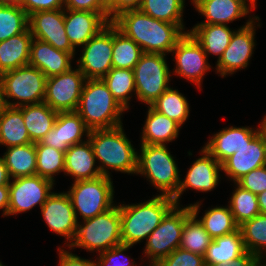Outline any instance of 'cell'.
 I'll return each instance as SVG.
<instances>
[{"label":"cell","mask_w":266,"mask_h":266,"mask_svg":"<svg viewBox=\"0 0 266 266\" xmlns=\"http://www.w3.org/2000/svg\"><path fill=\"white\" fill-rule=\"evenodd\" d=\"M81 48L77 67L86 79H102L113 68V23L110 22Z\"/></svg>","instance_id":"13"},{"label":"cell","mask_w":266,"mask_h":266,"mask_svg":"<svg viewBox=\"0 0 266 266\" xmlns=\"http://www.w3.org/2000/svg\"><path fill=\"white\" fill-rule=\"evenodd\" d=\"M71 185L67 193L72 201L77 222L79 215L81 220H86L115 205L111 177L102 175L94 179L75 181Z\"/></svg>","instance_id":"7"},{"label":"cell","mask_w":266,"mask_h":266,"mask_svg":"<svg viewBox=\"0 0 266 266\" xmlns=\"http://www.w3.org/2000/svg\"><path fill=\"white\" fill-rule=\"evenodd\" d=\"M191 215L189 205H175L166 214L145 242L143 255L148 262H160L180 247L183 226Z\"/></svg>","instance_id":"10"},{"label":"cell","mask_w":266,"mask_h":266,"mask_svg":"<svg viewBox=\"0 0 266 266\" xmlns=\"http://www.w3.org/2000/svg\"><path fill=\"white\" fill-rule=\"evenodd\" d=\"M236 184L255 195L266 191V165L250 171L240 178Z\"/></svg>","instance_id":"45"},{"label":"cell","mask_w":266,"mask_h":266,"mask_svg":"<svg viewBox=\"0 0 266 266\" xmlns=\"http://www.w3.org/2000/svg\"><path fill=\"white\" fill-rule=\"evenodd\" d=\"M74 58L44 41L36 38L31 41L29 65L38 68L47 78L68 71Z\"/></svg>","instance_id":"24"},{"label":"cell","mask_w":266,"mask_h":266,"mask_svg":"<svg viewBox=\"0 0 266 266\" xmlns=\"http://www.w3.org/2000/svg\"><path fill=\"white\" fill-rule=\"evenodd\" d=\"M247 1L249 2V4H251L253 7L256 8V6H257V5H256V3H257L256 1H257V0H247Z\"/></svg>","instance_id":"58"},{"label":"cell","mask_w":266,"mask_h":266,"mask_svg":"<svg viewBox=\"0 0 266 266\" xmlns=\"http://www.w3.org/2000/svg\"><path fill=\"white\" fill-rule=\"evenodd\" d=\"M162 266H205L204 256L181 249L174 250L160 261Z\"/></svg>","instance_id":"44"},{"label":"cell","mask_w":266,"mask_h":266,"mask_svg":"<svg viewBox=\"0 0 266 266\" xmlns=\"http://www.w3.org/2000/svg\"><path fill=\"white\" fill-rule=\"evenodd\" d=\"M265 165L266 150L262 138L257 135L222 163V172L230 181L236 183L250 171Z\"/></svg>","instance_id":"22"},{"label":"cell","mask_w":266,"mask_h":266,"mask_svg":"<svg viewBox=\"0 0 266 266\" xmlns=\"http://www.w3.org/2000/svg\"><path fill=\"white\" fill-rule=\"evenodd\" d=\"M33 143L40 140L54 127L58 112L45 102L18 107Z\"/></svg>","instance_id":"29"},{"label":"cell","mask_w":266,"mask_h":266,"mask_svg":"<svg viewBox=\"0 0 266 266\" xmlns=\"http://www.w3.org/2000/svg\"><path fill=\"white\" fill-rule=\"evenodd\" d=\"M147 117L141 132L140 144L167 145L178 138L182 128L177 122L147 106Z\"/></svg>","instance_id":"26"},{"label":"cell","mask_w":266,"mask_h":266,"mask_svg":"<svg viewBox=\"0 0 266 266\" xmlns=\"http://www.w3.org/2000/svg\"><path fill=\"white\" fill-rule=\"evenodd\" d=\"M143 53L135 41L127 37L113 24V68L133 70Z\"/></svg>","instance_id":"35"},{"label":"cell","mask_w":266,"mask_h":266,"mask_svg":"<svg viewBox=\"0 0 266 266\" xmlns=\"http://www.w3.org/2000/svg\"><path fill=\"white\" fill-rule=\"evenodd\" d=\"M235 189L228 201L231 213L238 226L260 214L257 195L234 183Z\"/></svg>","instance_id":"42"},{"label":"cell","mask_w":266,"mask_h":266,"mask_svg":"<svg viewBox=\"0 0 266 266\" xmlns=\"http://www.w3.org/2000/svg\"><path fill=\"white\" fill-rule=\"evenodd\" d=\"M5 107H6V104L4 100L3 86L0 81V113L4 110Z\"/></svg>","instance_id":"55"},{"label":"cell","mask_w":266,"mask_h":266,"mask_svg":"<svg viewBox=\"0 0 266 266\" xmlns=\"http://www.w3.org/2000/svg\"><path fill=\"white\" fill-rule=\"evenodd\" d=\"M200 156L186 172L184 179H180L177 193L172 197L176 205L180 204L181 195L193 189L197 192H210L215 189L221 179L222 164H220L204 147L200 150Z\"/></svg>","instance_id":"16"},{"label":"cell","mask_w":266,"mask_h":266,"mask_svg":"<svg viewBox=\"0 0 266 266\" xmlns=\"http://www.w3.org/2000/svg\"><path fill=\"white\" fill-rule=\"evenodd\" d=\"M143 0H112L109 3V20H112L120 13L127 10L139 9Z\"/></svg>","instance_id":"49"},{"label":"cell","mask_w":266,"mask_h":266,"mask_svg":"<svg viewBox=\"0 0 266 266\" xmlns=\"http://www.w3.org/2000/svg\"><path fill=\"white\" fill-rule=\"evenodd\" d=\"M29 29L33 38L49 43L54 48L76 55L65 32L64 8L38 11L29 16Z\"/></svg>","instance_id":"18"},{"label":"cell","mask_w":266,"mask_h":266,"mask_svg":"<svg viewBox=\"0 0 266 266\" xmlns=\"http://www.w3.org/2000/svg\"><path fill=\"white\" fill-rule=\"evenodd\" d=\"M9 208V185H0V210H2V216H8Z\"/></svg>","instance_id":"51"},{"label":"cell","mask_w":266,"mask_h":266,"mask_svg":"<svg viewBox=\"0 0 266 266\" xmlns=\"http://www.w3.org/2000/svg\"><path fill=\"white\" fill-rule=\"evenodd\" d=\"M2 157L11 179L36 175L35 143L8 147Z\"/></svg>","instance_id":"33"},{"label":"cell","mask_w":266,"mask_h":266,"mask_svg":"<svg viewBox=\"0 0 266 266\" xmlns=\"http://www.w3.org/2000/svg\"><path fill=\"white\" fill-rule=\"evenodd\" d=\"M149 264L147 266H162L160 262H149Z\"/></svg>","instance_id":"57"},{"label":"cell","mask_w":266,"mask_h":266,"mask_svg":"<svg viewBox=\"0 0 266 266\" xmlns=\"http://www.w3.org/2000/svg\"><path fill=\"white\" fill-rule=\"evenodd\" d=\"M176 205L170 196L156 195L136 204H120L122 244L134 246L159 226L166 214Z\"/></svg>","instance_id":"3"},{"label":"cell","mask_w":266,"mask_h":266,"mask_svg":"<svg viewBox=\"0 0 266 266\" xmlns=\"http://www.w3.org/2000/svg\"><path fill=\"white\" fill-rule=\"evenodd\" d=\"M166 56L160 53H143L135 65L133 71L136 99L139 102L150 105L170 87L172 72Z\"/></svg>","instance_id":"9"},{"label":"cell","mask_w":266,"mask_h":266,"mask_svg":"<svg viewBox=\"0 0 266 266\" xmlns=\"http://www.w3.org/2000/svg\"><path fill=\"white\" fill-rule=\"evenodd\" d=\"M36 148V175L51 180L55 183V177L65 170V152L51 146L35 143Z\"/></svg>","instance_id":"41"},{"label":"cell","mask_w":266,"mask_h":266,"mask_svg":"<svg viewBox=\"0 0 266 266\" xmlns=\"http://www.w3.org/2000/svg\"><path fill=\"white\" fill-rule=\"evenodd\" d=\"M20 0H0V2L4 3H18Z\"/></svg>","instance_id":"56"},{"label":"cell","mask_w":266,"mask_h":266,"mask_svg":"<svg viewBox=\"0 0 266 266\" xmlns=\"http://www.w3.org/2000/svg\"><path fill=\"white\" fill-rule=\"evenodd\" d=\"M246 251L266 263V214H258L239 226Z\"/></svg>","instance_id":"39"},{"label":"cell","mask_w":266,"mask_h":266,"mask_svg":"<svg viewBox=\"0 0 266 266\" xmlns=\"http://www.w3.org/2000/svg\"><path fill=\"white\" fill-rule=\"evenodd\" d=\"M186 97L178 91L169 87L150 106L177 122L181 127L188 120L190 107Z\"/></svg>","instance_id":"36"},{"label":"cell","mask_w":266,"mask_h":266,"mask_svg":"<svg viewBox=\"0 0 266 266\" xmlns=\"http://www.w3.org/2000/svg\"><path fill=\"white\" fill-rule=\"evenodd\" d=\"M32 143L27 132L22 111L6 106L0 113V146L6 148Z\"/></svg>","instance_id":"31"},{"label":"cell","mask_w":266,"mask_h":266,"mask_svg":"<svg viewBox=\"0 0 266 266\" xmlns=\"http://www.w3.org/2000/svg\"><path fill=\"white\" fill-rule=\"evenodd\" d=\"M201 205L202 201L189 204L192 215L183 226L180 248L204 256L206 249L214 239L197 219Z\"/></svg>","instance_id":"32"},{"label":"cell","mask_w":266,"mask_h":266,"mask_svg":"<svg viewBox=\"0 0 266 266\" xmlns=\"http://www.w3.org/2000/svg\"><path fill=\"white\" fill-rule=\"evenodd\" d=\"M185 0H143L139 10L157 20L184 25Z\"/></svg>","instance_id":"40"},{"label":"cell","mask_w":266,"mask_h":266,"mask_svg":"<svg viewBox=\"0 0 266 266\" xmlns=\"http://www.w3.org/2000/svg\"><path fill=\"white\" fill-rule=\"evenodd\" d=\"M64 9L109 12V3L106 0H64Z\"/></svg>","instance_id":"46"},{"label":"cell","mask_w":266,"mask_h":266,"mask_svg":"<svg viewBox=\"0 0 266 266\" xmlns=\"http://www.w3.org/2000/svg\"><path fill=\"white\" fill-rule=\"evenodd\" d=\"M265 262L255 254L246 251L242 256L226 262L221 265H205V266H263Z\"/></svg>","instance_id":"50"},{"label":"cell","mask_w":266,"mask_h":266,"mask_svg":"<svg viewBox=\"0 0 266 266\" xmlns=\"http://www.w3.org/2000/svg\"><path fill=\"white\" fill-rule=\"evenodd\" d=\"M112 23L135 41L144 53L169 54L188 32L185 25L157 20L139 9L127 10L116 16Z\"/></svg>","instance_id":"1"},{"label":"cell","mask_w":266,"mask_h":266,"mask_svg":"<svg viewBox=\"0 0 266 266\" xmlns=\"http://www.w3.org/2000/svg\"><path fill=\"white\" fill-rule=\"evenodd\" d=\"M257 127L258 135L262 138L266 150V115L263 117L262 121Z\"/></svg>","instance_id":"53"},{"label":"cell","mask_w":266,"mask_h":266,"mask_svg":"<svg viewBox=\"0 0 266 266\" xmlns=\"http://www.w3.org/2000/svg\"><path fill=\"white\" fill-rule=\"evenodd\" d=\"M46 80L44 73L29 64L2 73L0 81L6 106L21 107L43 102Z\"/></svg>","instance_id":"8"},{"label":"cell","mask_w":266,"mask_h":266,"mask_svg":"<svg viewBox=\"0 0 266 266\" xmlns=\"http://www.w3.org/2000/svg\"><path fill=\"white\" fill-rule=\"evenodd\" d=\"M247 2V0H192L191 5L193 4L196 11L205 17V20L197 24L228 25L246 17L256 9Z\"/></svg>","instance_id":"21"},{"label":"cell","mask_w":266,"mask_h":266,"mask_svg":"<svg viewBox=\"0 0 266 266\" xmlns=\"http://www.w3.org/2000/svg\"><path fill=\"white\" fill-rule=\"evenodd\" d=\"M235 29L221 24H195L188 32L201 45L205 54L217 56V62L222 57Z\"/></svg>","instance_id":"27"},{"label":"cell","mask_w":266,"mask_h":266,"mask_svg":"<svg viewBox=\"0 0 266 266\" xmlns=\"http://www.w3.org/2000/svg\"><path fill=\"white\" fill-rule=\"evenodd\" d=\"M124 131L123 124L110 129L90 131L88 139L103 176L111 177L109 169L136 175L138 151Z\"/></svg>","instance_id":"2"},{"label":"cell","mask_w":266,"mask_h":266,"mask_svg":"<svg viewBox=\"0 0 266 266\" xmlns=\"http://www.w3.org/2000/svg\"><path fill=\"white\" fill-rule=\"evenodd\" d=\"M10 180L11 178L4 163V159L0 157V185H9Z\"/></svg>","instance_id":"52"},{"label":"cell","mask_w":266,"mask_h":266,"mask_svg":"<svg viewBox=\"0 0 266 266\" xmlns=\"http://www.w3.org/2000/svg\"><path fill=\"white\" fill-rule=\"evenodd\" d=\"M260 21L259 16L249 15L245 25L234 31L229 45L219 61L216 62V74L219 73L223 78L248 67L253 57L254 48L257 45L255 40L256 29L262 26L259 23Z\"/></svg>","instance_id":"11"},{"label":"cell","mask_w":266,"mask_h":266,"mask_svg":"<svg viewBox=\"0 0 266 266\" xmlns=\"http://www.w3.org/2000/svg\"><path fill=\"white\" fill-rule=\"evenodd\" d=\"M18 3L28 16L38 11L64 8V0H20Z\"/></svg>","instance_id":"47"},{"label":"cell","mask_w":266,"mask_h":266,"mask_svg":"<svg viewBox=\"0 0 266 266\" xmlns=\"http://www.w3.org/2000/svg\"><path fill=\"white\" fill-rule=\"evenodd\" d=\"M32 39L28 28L21 34L0 41V75L29 64Z\"/></svg>","instance_id":"28"},{"label":"cell","mask_w":266,"mask_h":266,"mask_svg":"<svg viewBox=\"0 0 266 266\" xmlns=\"http://www.w3.org/2000/svg\"><path fill=\"white\" fill-rule=\"evenodd\" d=\"M197 219L213 239L239 229L229 205L208 208V210H205L203 216Z\"/></svg>","instance_id":"38"},{"label":"cell","mask_w":266,"mask_h":266,"mask_svg":"<svg viewBox=\"0 0 266 266\" xmlns=\"http://www.w3.org/2000/svg\"><path fill=\"white\" fill-rule=\"evenodd\" d=\"M260 214H266V191L257 195Z\"/></svg>","instance_id":"54"},{"label":"cell","mask_w":266,"mask_h":266,"mask_svg":"<svg viewBox=\"0 0 266 266\" xmlns=\"http://www.w3.org/2000/svg\"><path fill=\"white\" fill-rule=\"evenodd\" d=\"M54 185L56 183L39 175L11 179L8 216L26 213L36 205L41 208L54 190Z\"/></svg>","instance_id":"15"},{"label":"cell","mask_w":266,"mask_h":266,"mask_svg":"<svg viewBox=\"0 0 266 266\" xmlns=\"http://www.w3.org/2000/svg\"><path fill=\"white\" fill-rule=\"evenodd\" d=\"M170 54H173V61L175 62L172 74L187 79L201 91L204 76L212 69L201 45L187 32L177 42Z\"/></svg>","instance_id":"14"},{"label":"cell","mask_w":266,"mask_h":266,"mask_svg":"<svg viewBox=\"0 0 266 266\" xmlns=\"http://www.w3.org/2000/svg\"><path fill=\"white\" fill-rule=\"evenodd\" d=\"M110 22L109 12L64 9L65 32L74 49L85 45Z\"/></svg>","instance_id":"19"},{"label":"cell","mask_w":266,"mask_h":266,"mask_svg":"<svg viewBox=\"0 0 266 266\" xmlns=\"http://www.w3.org/2000/svg\"><path fill=\"white\" fill-rule=\"evenodd\" d=\"M64 163V174L71 176L73 182L102 176L95 165L97 162L89 139L70 146L65 152Z\"/></svg>","instance_id":"25"},{"label":"cell","mask_w":266,"mask_h":266,"mask_svg":"<svg viewBox=\"0 0 266 266\" xmlns=\"http://www.w3.org/2000/svg\"><path fill=\"white\" fill-rule=\"evenodd\" d=\"M0 266H5L1 260H0Z\"/></svg>","instance_id":"59"},{"label":"cell","mask_w":266,"mask_h":266,"mask_svg":"<svg viewBox=\"0 0 266 266\" xmlns=\"http://www.w3.org/2000/svg\"><path fill=\"white\" fill-rule=\"evenodd\" d=\"M90 131L76 111L58 112L54 127L40 140V143L66 152L70 146L86 141Z\"/></svg>","instance_id":"20"},{"label":"cell","mask_w":266,"mask_h":266,"mask_svg":"<svg viewBox=\"0 0 266 266\" xmlns=\"http://www.w3.org/2000/svg\"><path fill=\"white\" fill-rule=\"evenodd\" d=\"M102 80L112 93L113 98L127 111L131 98L136 97L134 71L123 68H112Z\"/></svg>","instance_id":"34"},{"label":"cell","mask_w":266,"mask_h":266,"mask_svg":"<svg viewBox=\"0 0 266 266\" xmlns=\"http://www.w3.org/2000/svg\"><path fill=\"white\" fill-rule=\"evenodd\" d=\"M120 244L121 217L118 203L93 218L79 221L75 237L68 248L74 250L78 247L99 254Z\"/></svg>","instance_id":"6"},{"label":"cell","mask_w":266,"mask_h":266,"mask_svg":"<svg viewBox=\"0 0 266 266\" xmlns=\"http://www.w3.org/2000/svg\"><path fill=\"white\" fill-rule=\"evenodd\" d=\"M29 16L19 3L0 2V41L25 32Z\"/></svg>","instance_id":"37"},{"label":"cell","mask_w":266,"mask_h":266,"mask_svg":"<svg viewBox=\"0 0 266 266\" xmlns=\"http://www.w3.org/2000/svg\"><path fill=\"white\" fill-rule=\"evenodd\" d=\"M125 111L102 79L85 81L76 112L90 130L122 125L121 117Z\"/></svg>","instance_id":"4"},{"label":"cell","mask_w":266,"mask_h":266,"mask_svg":"<svg viewBox=\"0 0 266 266\" xmlns=\"http://www.w3.org/2000/svg\"><path fill=\"white\" fill-rule=\"evenodd\" d=\"M86 80L78 67L48 77L43 102L57 112H75Z\"/></svg>","instance_id":"12"},{"label":"cell","mask_w":266,"mask_h":266,"mask_svg":"<svg viewBox=\"0 0 266 266\" xmlns=\"http://www.w3.org/2000/svg\"><path fill=\"white\" fill-rule=\"evenodd\" d=\"M57 251L59 257L58 266H95V260L85 259L72 251L66 250V248L58 247Z\"/></svg>","instance_id":"48"},{"label":"cell","mask_w":266,"mask_h":266,"mask_svg":"<svg viewBox=\"0 0 266 266\" xmlns=\"http://www.w3.org/2000/svg\"><path fill=\"white\" fill-rule=\"evenodd\" d=\"M136 175L146 177L158 195L173 197L179 188L180 170L168 145L140 144Z\"/></svg>","instance_id":"5"},{"label":"cell","mask_w":266,"mask_h":266,"mask_svg":"<svg viewBox=\"0 0 266 266\" xmlns=\"http://www.w3.org/2000/svg\"><path fill=\"white\" fill-rule=\"evenodd\" d=\"M246 252L241 230L217 237L204 254L205 265H221L242 256Z\"/></svg>","instance_id":"30"},{"label":"cell","mask_w":266,"mask_h":266,"mask_svg":"<svg viewBox=\"0 0 266 266\" xmlns=\"http://www.w3.org/2000/svg\"><path fill=\"white\" fill-rule=\"evenodd\" d=\"M258 135L257 127L229 126L216 132L203 146L220 164Z\"/></svg>","instance_id":"23"},{"label":"cell","mask_w":266,"mask_h":266,"mask_svg":"<svg viewBox=\"0 0 266 266\" xmlns=\"http://www.w3.org/2000/svg\"><path fill=\"white\" fill-rule=\"evenodd\" d=\"M132 247V245L120 244L97 254L95 266H137L134 259L131 258L130 261L129 256L124 253ZM121 257L125 260L124 258L121 260Z\"/></svg>","instance_id":"43"},{"label":"cell","mask_w":266,"mask_h":266,"mask_svg":"<svg viewBox=\"0 0 266 266\" xmlns=\"http://www.w3.org/2000/svg\"><path fill=\"white\" fill-rule=\"evenodd\" d=\"M40 209L47 226L53 233L64 237L65 247H68L75 237L78 225L68 193L53 191Z\"/></svg>","instance_id":"17"}]
</instances>
